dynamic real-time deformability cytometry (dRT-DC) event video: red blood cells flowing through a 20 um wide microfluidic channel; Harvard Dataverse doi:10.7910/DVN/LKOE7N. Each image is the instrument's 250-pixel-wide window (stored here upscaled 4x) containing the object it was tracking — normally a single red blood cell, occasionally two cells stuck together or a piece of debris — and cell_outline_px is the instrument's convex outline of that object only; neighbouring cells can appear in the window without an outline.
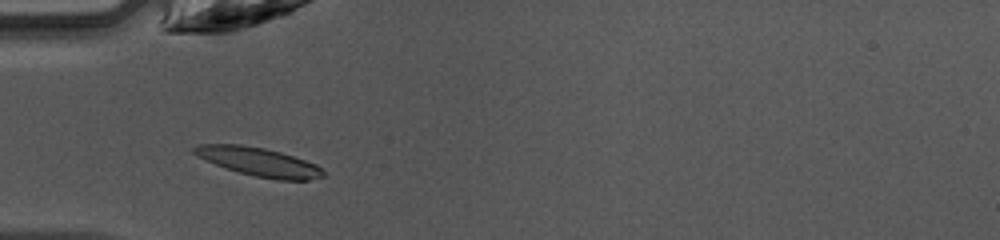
{"species": "common noctule bat (a hibernating species)", "species_latin": "Nyctalus noctula", "temperature_condition": "warm", "stored_images_in_passage": 35, "camera_frame_rate_fps": 3000, "um_per_image_px": 0.085, "animal": {"sex": "female", "body_mass_g": 10.0, "forearm_length_mm": 53.1}, "frame": {"image": 1, "passage_image": 3, "time_ms": 0.667, "image_size_px": [1000, 240], "cell_outline_px": [[324, 176], [308, 180], [276, 180], [256, 176], [240, 172], [216, 164], [196, 156], [192, 152], [192, 148], [200, 144], [240, 144], [264, 148], [280, 152], [316, 164], [324, 172]], "centroid_in_image_um": [21.99, 13.75], "position_along_channel_um": 63.0, "area_um2": 21.21}}
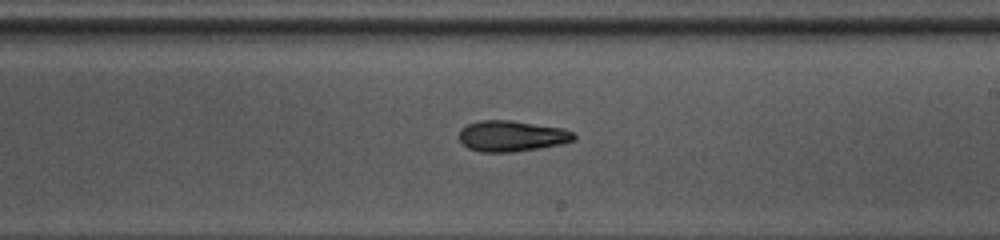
{"frame": {"image": 2, "passage_image": 16, "time_ms": 5.0, "image_size_px": [1000, 240], "cell_outline_px": [[576, 140], [560, 144], [540, 148], [512, 152], [480, 152], [468, 148], [460, 140], [460, 128], [468, 124], [480, 120], [512, 120], [564, 128], [572, 132], [576, 136]], "centroid_in_image_um": [43.51, 11.56], "position_along_channel_um": 245.5, "area_um2": 20.75}}
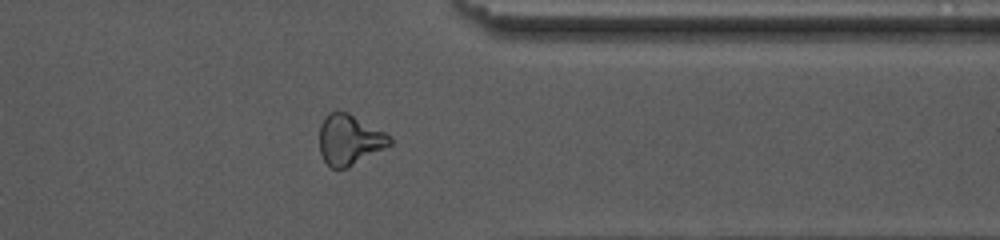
{"frame": {"image": 3, "passage_image": 26, "time_ms": 8.333, "image_size_px": [1000, 240], "cell_outline_px": [[392, 144], [348, 168], [332, 168], [324, 160], [320, 152], [320, 124], [324, 116], [328, 112], [348, 112], [392, 136]], "centroid_in_image_um": [29.71, 11.87], "position_along_channel_um": 381.7, "area_um2": 20.63}, "authors_computed_cell_mechanics": {"area_um2": 20.6924, "velocity_mm_per_s": 4.2394, "shape_relaxation_time_tau1_ms": 5.766, "shape_relaxation_time_tau2_ms": 5.3104, "deformation_change_tau1": 0.149, "deformation_change_tau2": 0.1543}}